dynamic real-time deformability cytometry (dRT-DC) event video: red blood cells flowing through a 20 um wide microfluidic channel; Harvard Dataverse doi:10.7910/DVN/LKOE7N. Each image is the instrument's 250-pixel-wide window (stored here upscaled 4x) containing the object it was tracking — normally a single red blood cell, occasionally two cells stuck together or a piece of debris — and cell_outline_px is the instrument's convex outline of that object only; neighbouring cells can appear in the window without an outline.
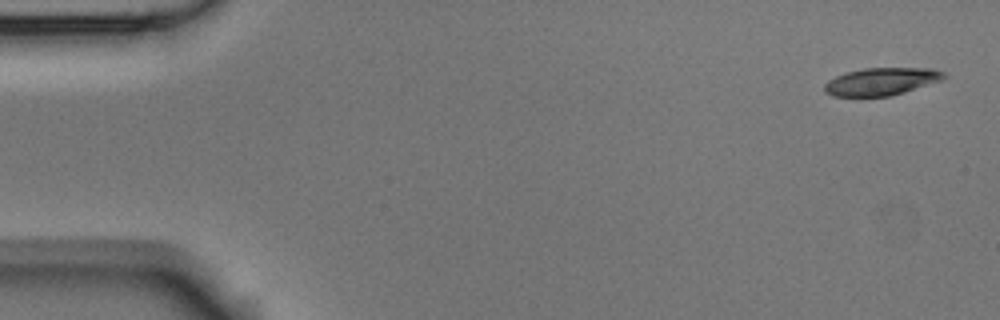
{"species": "Egyptian fruit bat (a non-hibernating species)", "species_latin": "Rousettus aegyptiacus", "temperature_condition": "room temperature", "stored_images_in_passage": 4, "camera_frame_rate_fps": 3000, "um_per_image_px": 0.085, "animal": {"sex": "male"}, "frame": {"image": 1, "passage_image": 1, "time_ms": 0.0, "image_size_px": [1000, 320], "cell_outline_px": [[948, 76], [940, 80], [892, 96], [832, 96], [824, 92], [824, 84], [828, 80], [836, 76], [848, 72], [864, 68], [932, 68], [944, 72]], "centroid_in_image_um": [74.9, 6.93], "position_along_channel_um": 10.1, "area_um2": 19.07}}